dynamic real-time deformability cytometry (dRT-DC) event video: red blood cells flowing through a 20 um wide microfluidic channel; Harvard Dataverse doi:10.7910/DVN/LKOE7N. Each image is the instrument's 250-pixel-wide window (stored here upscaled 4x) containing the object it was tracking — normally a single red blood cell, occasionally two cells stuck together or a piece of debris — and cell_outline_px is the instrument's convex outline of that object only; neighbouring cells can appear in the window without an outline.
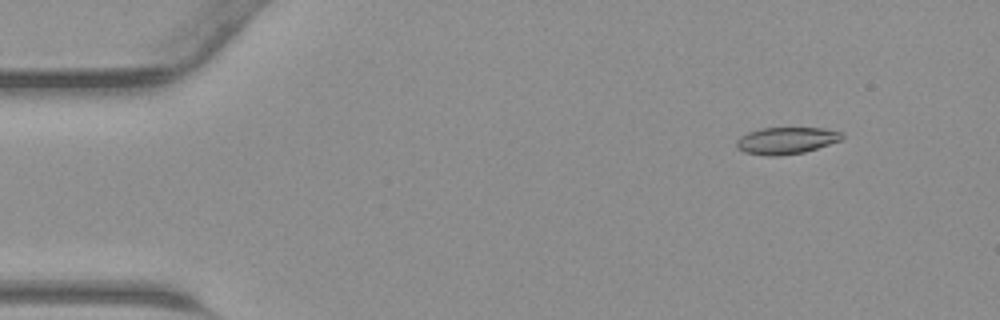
{"species": "common noctule bat (a hibernating species)", "species_latin": "Nyctalus noctula", "temperature_condition": "warm", "stored_images_in_passage": 45, "camera_frame_rate_fps": 3000, "um_per_image_px": 0.085, "animal": {"sex": "male", "body_mass_g": 23.1, "forearm_length_mm": 52.7}, "frame": {"image": 1, "passage_image": 5, "time_ms": 1.333, "image_size_px": [1000, 320], "cell_outline_px": [[844, 136], [840, 140], [804, 152], [776, 156], [764, 156], [744, 152], [736, 148], [736, 140], [740, 136], [748, 132], [760, 128], [820, 128], [844, 132]], "centroid_in_image_um": [66.79, 11.95], "position_along_channel_um": 18.2, "area_um2": 16.53}}
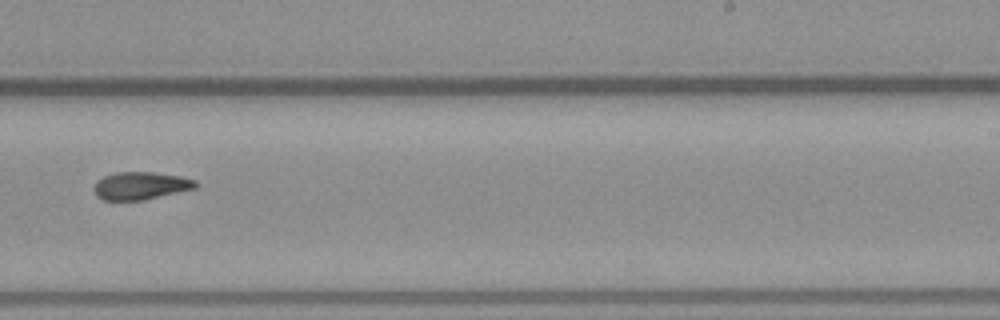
{"frame": {"image": 2, "passage_image": 28, "time_ms": 9.0, "image_size_px": [1000, 320], "cell_outline_px": [[200, 184], [196, 188], [144, 200], [104, 200], [96, 196], [92, 188], [96, 180], [104, 176], [116, 172], [152, 172], [180, 176], [196, 180]], "centroid_in_image_um": [11.94, 15.78], "position_along_channel_um": 277.1, "area_um2": 16.59}}
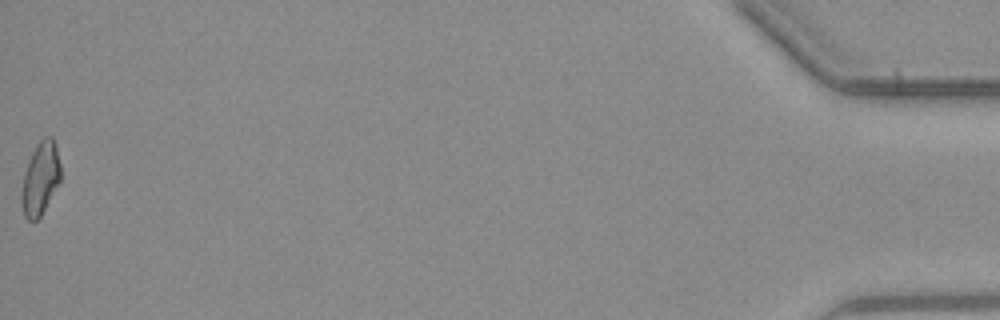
{"frame": {"image": 3, "passage_image": 45, "time_ms": 14.667, "image_size_px": [1000, 320], "cell_outline_px": [[60, 180], [40, 216], [36, 220], [28, 220], [24, 216], [20, 200], [20, 196], [24, 172], [28, 160], [36, 144], [44, 136], [52, 136], [56, 144], [60, 164]], "centroid_in_image_um": [3.41, 15.14], "position_along_channel_um": 431.8, "area_um2": 16.59}}